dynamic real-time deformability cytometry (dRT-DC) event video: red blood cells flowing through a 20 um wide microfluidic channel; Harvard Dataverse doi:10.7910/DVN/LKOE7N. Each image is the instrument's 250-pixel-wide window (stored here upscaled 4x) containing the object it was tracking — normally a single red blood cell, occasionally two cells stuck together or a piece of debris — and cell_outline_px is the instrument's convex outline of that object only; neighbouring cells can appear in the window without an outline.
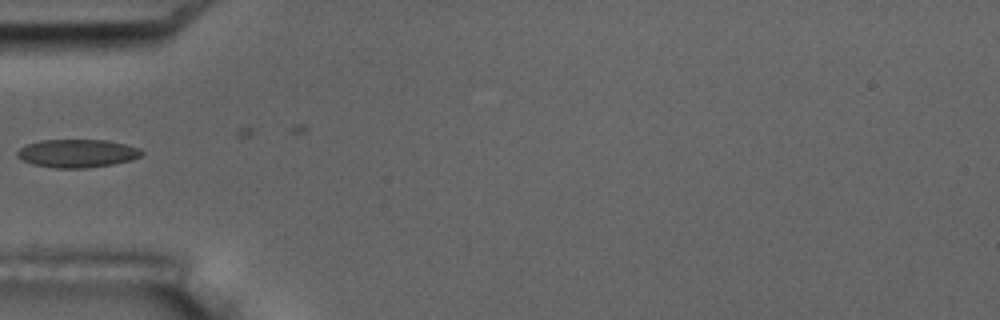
{"species": "common noctule bat (a hibernating species)", "species_latin": "Nyctalus noctula", "temperature_condition": "room temperature", "stored_images_in_passage": 6, "camera_frame_rate_fps": 3000, "um_per_image_px": 0.085, "animal": {"sex": "male", "body_mass_g": 17.5, "forearm_length_mm": 52.3}, "frame": {"image": 1, "passage_image": 4, "time_ms": 4.333, "image_size_px": [1000, 320], "cell_outline_px": [[144, 152], [140, 156], [132, 160], [112, 164], [84, 168], [56, 168], [32, 164], [16, 156], [16, 152], [20, 148], [28, 144], [40, 140], [108, 140], [140, 148]], "centroid_in_image_um": [6.57, 13.03], "position_along_channel_um": 78.4, "area_um2": 20.35}}